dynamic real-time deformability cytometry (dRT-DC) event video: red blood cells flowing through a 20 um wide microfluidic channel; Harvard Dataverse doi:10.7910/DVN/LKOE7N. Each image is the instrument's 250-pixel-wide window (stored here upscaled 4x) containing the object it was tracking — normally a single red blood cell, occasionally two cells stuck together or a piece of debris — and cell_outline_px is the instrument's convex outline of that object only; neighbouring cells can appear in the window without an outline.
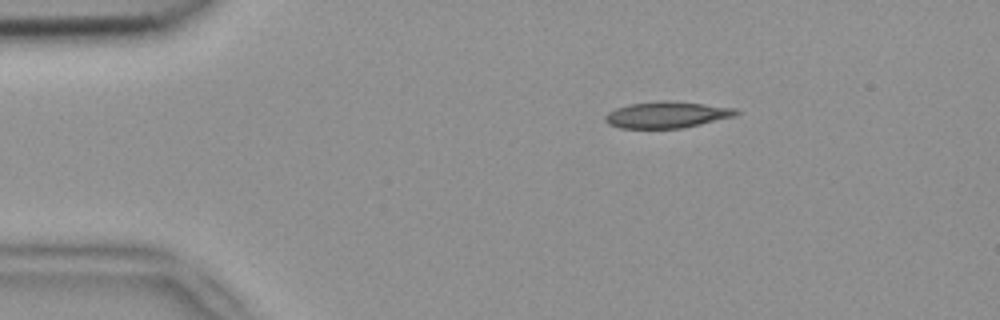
{"species": "common noctule bat (a hibernating species)", "species_latin": "Nyctalus noctula", "temperature_condition": "room temperature", "stored_images_in_passage": 2, "camera_frame_rate_fps": 3000, "um_per_image_px": 0.085, "animal": {"sex": "female", "body_mass_g": 18.4}, "frame": {"image": 1, "passage_image": 1, "time_ms": 0.0, "image_size_px": [1000, 320], "cell_outline_px": [[740, 112], [736, 116], [684, 128], [620, 128], [608, 124], [604, 120], [604, 116], [608, 112], [616, 108], [628, 104], [660, 100], [668, 100], [704, 104], [736, 108]], "centroid_in_image_um": [56.68, 9.75], "position_along_channel_um": 28.3, "area_um2": 20.35}}